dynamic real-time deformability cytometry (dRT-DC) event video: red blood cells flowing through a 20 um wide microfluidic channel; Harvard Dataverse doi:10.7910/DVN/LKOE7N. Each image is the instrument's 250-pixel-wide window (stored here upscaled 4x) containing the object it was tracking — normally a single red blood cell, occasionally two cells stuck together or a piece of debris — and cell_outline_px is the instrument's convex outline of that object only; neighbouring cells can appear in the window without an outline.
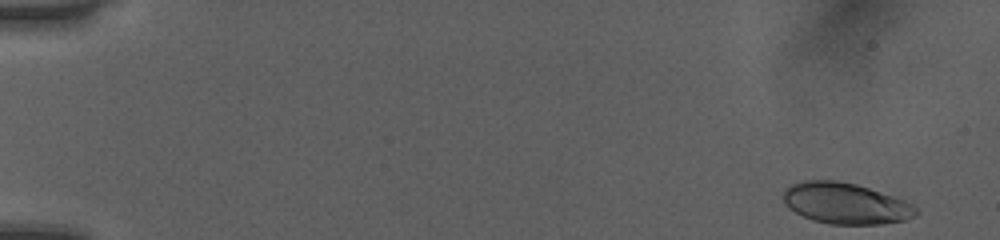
{"species": "human", "species_latin": "Homo sapiens", "temperature_condition": "room temperature", "stored_images_in_passage": 49, "camera_frame_rate_fps": 3000, "um_per_image_px": 0.085, "donor": {"sex": "female"}, "frame": {"image": 1, "passage_image": 1, "time_ms": 0.0, "image_size_px": [1000, 240], "cell_outline_px": [[920, 212], [916, 216], [904, 220], [880, 224], [828, 224], [812, 220], [788, 208], [784, 204], [784, 188], [792, 184], [804, 180], [836, 180], [856, 184], [904, 200], [912, 204]], "centroid_in_image_um": [71.86, 17.29], "position_along_channel_um": 13.1, "area_um2": 31.73}}
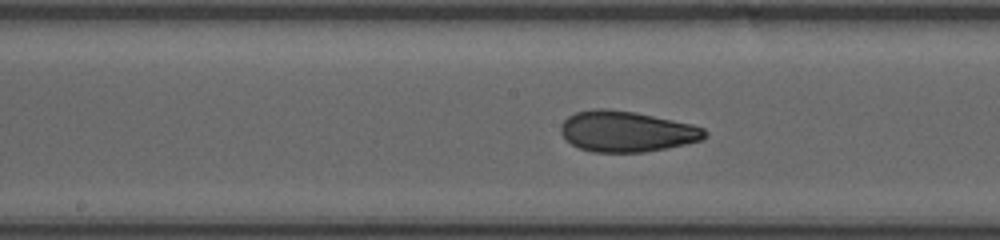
{"frame": {"image": 2, "passage_image": 26, "time_ms": 8.333, "image_size_px": [1000, 240], "cell_outline_px": [[708, 136], [700, 140], [668, 148], [644, 152], [592, 152], [580, 148], [572, 144], [560, 132], [560, 124], [568, 116], [576, 112], [592, 108], [608, 108], [636, 112], [692, 124], [704, 128], [708, 132]], "centroid_in_image_um": [53.26, 11.16], "position_along_channel_um": 194.9, "area_um2": 34.39}}
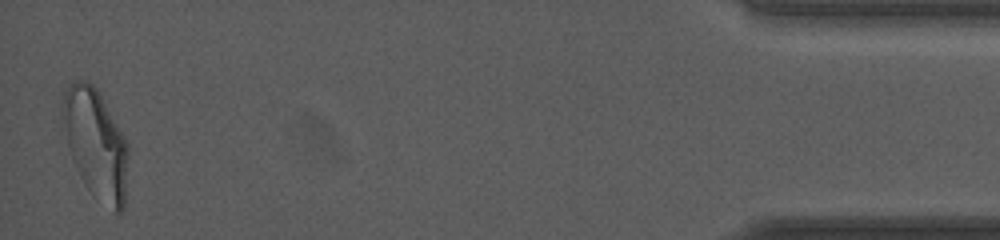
{"frame": {"image": 3, "passage_image": 49, "time_ms": 16.0, "image_size_px": [1000, 240], "cell_outline_px": [[128, 156], [124, 208], [120, 212], [116, 212], [92, 196], [80, 176], [72, 160], [68, 148], [60, 112], [60, 104], [64, 92], [72, 80], [88, 80], [100, 92], [124, 136], [128, 144]], "centroid_in_image_um": [8.11, 12.18], "position_along_channel_um": 427.1, "area_um2": 42.31}, "authors_computed_cell_mechanics": {"area_um2": 33.524, "velocity_mm_per_s": 4.0591, "shape_relaxation_time_tau1_ms": 6.8578, "shape_relaxation_time_tau2_ms": 1.4539, "deformation_change_tau1": 0.2089, "deformation_change_tau2": 0.0707}}